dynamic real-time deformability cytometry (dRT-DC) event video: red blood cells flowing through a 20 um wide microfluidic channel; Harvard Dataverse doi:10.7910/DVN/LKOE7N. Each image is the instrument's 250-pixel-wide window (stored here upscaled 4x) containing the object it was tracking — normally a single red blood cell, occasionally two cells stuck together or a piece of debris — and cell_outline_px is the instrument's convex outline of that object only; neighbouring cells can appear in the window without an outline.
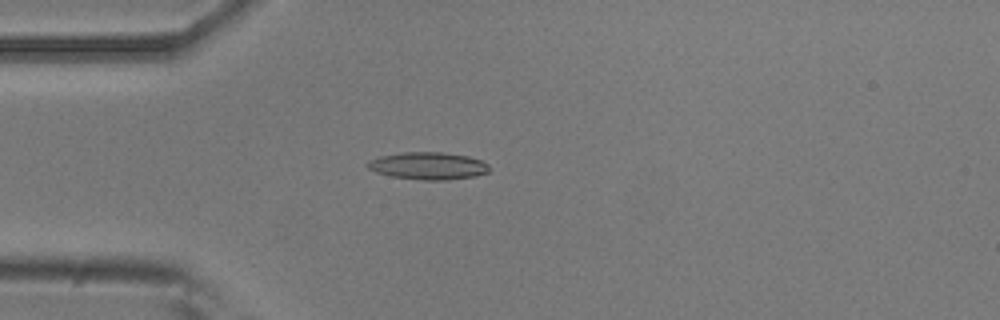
{"species": "common noctule bat (a hibernating species)", "species_latin": "Nyctalus noctula", "temperature_condition": "room temperature", "stored_images_in_passage": 5, "camera_frame_rate_fps": 3000, "um_per_image_px": 0.085, "animal": {"sex": "male", "body_mass_g": 20.5, "forearm_length_mm": 52.5}, "frame": {"image": 1, "passage_image": 5, "time_ms": 1.333, "image_size_px": [1000, 320], "cell_outline_px": [[488, 172], [476, 176], [444, 180], [424, 180], [392, 176], [376, 172], [368, 168], [364, 164], [368, 160], [380, 156], [404, 152], [444, 152], [468, 156], [480, 160], [488, 164]], "centroid_in_image_um": [36.37, 14.09], "position_along_channel_um": 48.6, "area_um2": 19.36}}